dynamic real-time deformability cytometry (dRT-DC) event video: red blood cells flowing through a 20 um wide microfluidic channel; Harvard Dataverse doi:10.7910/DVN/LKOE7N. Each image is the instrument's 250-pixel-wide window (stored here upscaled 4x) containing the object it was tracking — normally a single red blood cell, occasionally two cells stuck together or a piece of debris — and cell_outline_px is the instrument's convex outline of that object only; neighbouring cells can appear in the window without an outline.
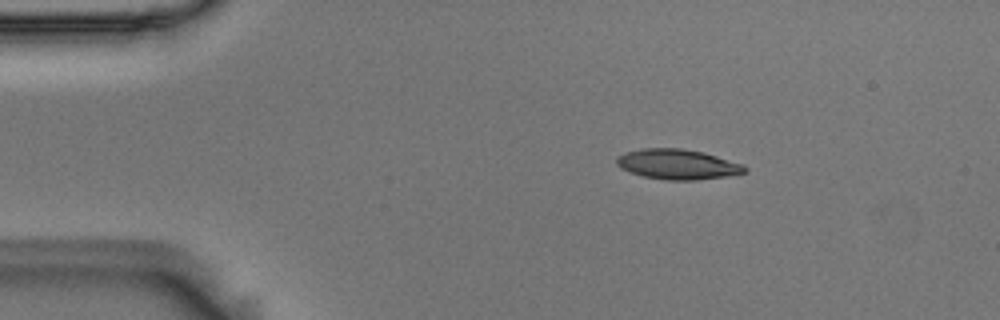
{"species": "Egyptian fruit bat (a non-hibernating species)", "species_latin": "Rousettus aegyptiacus", "temperature_condition": "room temperature", "stored_images_in_passage": 4, "segment_of_instrument_passage": [1, 2], "camera_frame_rate_fps": 3000, "um_per_image_px": 0.085, "animal": {"sex": "male"}, "frame": {"image": 1, "passage_image": 1, "time_ms": 0.0, "image_size_px": [1000, 320], "cell_outline_px": [[748, 172], [724, 176], [696, 180], [664, 180], [644, 176], [628, 172], [620, 168], [616, 164], [616, 156], [624, 152], [640, 148], [680, 148], [704, 152], [744, 164], [748, 168]], "centroid_in_image_um": [57.57, 13.96], "position_along_channel_um": 27.4, "area_um2": 22.77}}